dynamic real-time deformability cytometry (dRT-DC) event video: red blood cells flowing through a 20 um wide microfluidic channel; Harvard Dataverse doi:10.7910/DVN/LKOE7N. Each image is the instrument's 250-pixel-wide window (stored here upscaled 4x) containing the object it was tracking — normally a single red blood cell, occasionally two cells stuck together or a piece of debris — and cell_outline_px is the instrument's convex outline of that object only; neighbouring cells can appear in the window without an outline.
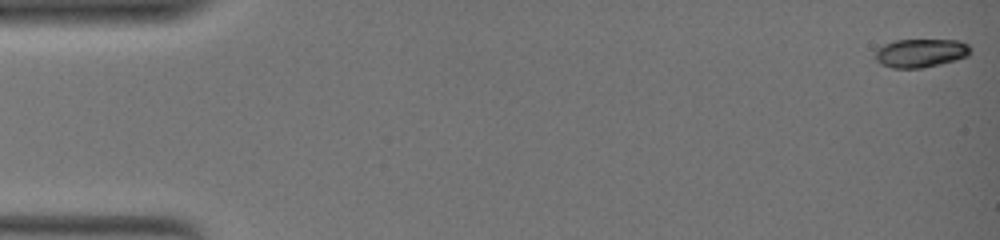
{"species": "common noctule bat (a hibernating species)", "species_latin": "Nyctalus noctula", "temperature_condition": "warm", "stored_images_in_passage": 13, "camera_frame_rate_fps": 3000, "um_per_image_px": 0.085, "animal": {"sex": "female", "body_mass_g": 19.0, "forearm_length_mm": 51.5}, "frame": {"image": 1, "passage_image": 1, "time_ms": 0.0, "image_size_px": [1000, 240], "cell_outline_px": [[972, 48], [968, 56], [956, 60], [924, 68], [892, 68], [880, 64], [876, 60], [876, 48], [884, 44], [896, 40], [960, 40], [968, 44]], "centroid_in_image_um": [78.27, 4.51], "position_along_channel_um": 6.7, "area_um2": 16.01}}
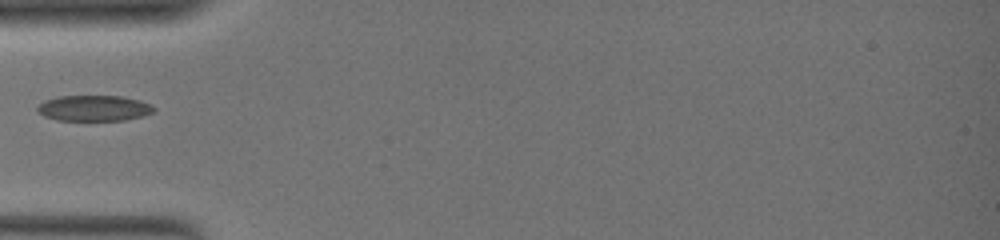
{"frame": {"image": 2, "passage_image": 10, "time_ms": 8.0, "image_size_px": [1000, 240], "cell_outline_px": [[156, 108], [152, 112], [144, 116], [124, 120], [56, 120], [44, 116], [36, 108], [44, 100], [60, 96], [120, 96], [140, 100]], "centroid_in_image_um": [7.99, 9.19], "position_along_channel_um": 77.0, "area_um2": 17.34}}
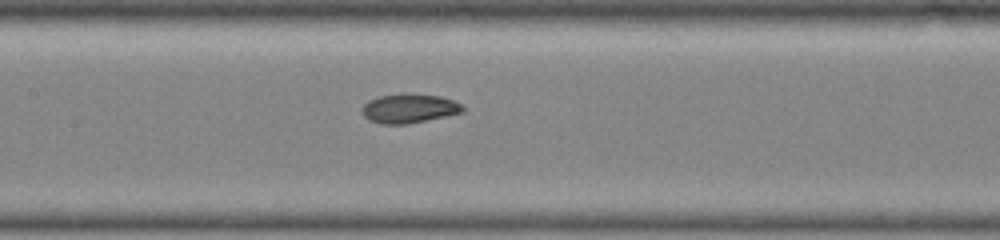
{"frame": {"image": 3, "passage_image": 13, "time_ms": 11.333, "image_size_px": [1000, 240], "cell_outline_px": [[464, 112], [408, 124], [380, 124], [368, 120], [364, 116], [360, 108], [368, 100], [380, 96], [400, 92], [412, 92], [440, 96], [452, 100], [460, 104], [464, 108]], "centroid_in_image_um": [34.73, 9.19], "position_along_channel_um": 172.7, "area_um2": 17.51}}